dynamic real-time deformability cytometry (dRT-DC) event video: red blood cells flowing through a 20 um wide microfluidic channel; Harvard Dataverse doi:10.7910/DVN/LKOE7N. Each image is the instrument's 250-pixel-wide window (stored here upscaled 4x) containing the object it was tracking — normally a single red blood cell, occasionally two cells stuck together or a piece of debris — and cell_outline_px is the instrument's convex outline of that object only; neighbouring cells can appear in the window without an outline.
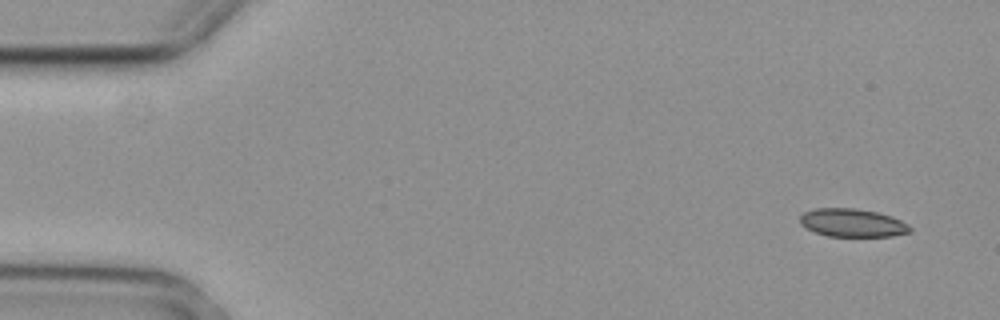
{"species": "common noctule bat (a hibernating species)", "species_latin": "Nyctalus noctula", "temperature_condition": "cold", "stored_images_in_passage": 6, "camera_frame_rate_fps": 3000, "um_per_image_px": 0.085, "animal": {"sex": "female", "body_mass_g": 29.2, "forearm_length_mm": 56.3}, "frame": {"image": 1, "passage_image": 6, "time_ms": 1.667, "image_size_px": [1000, 320], "cell_outline_px": [[912, 232], [892, 236], [828, 236], [816, 232], [800, 224], [800, 216], [804, 212], [816, 208], [856, 208], [876, 212], [892, 216], [908, 224], [912, 228]], "centroid_in_image_um": [72.48, 18.94], "position_along_channel_um": 12.5, "area_um2": 18.03}}